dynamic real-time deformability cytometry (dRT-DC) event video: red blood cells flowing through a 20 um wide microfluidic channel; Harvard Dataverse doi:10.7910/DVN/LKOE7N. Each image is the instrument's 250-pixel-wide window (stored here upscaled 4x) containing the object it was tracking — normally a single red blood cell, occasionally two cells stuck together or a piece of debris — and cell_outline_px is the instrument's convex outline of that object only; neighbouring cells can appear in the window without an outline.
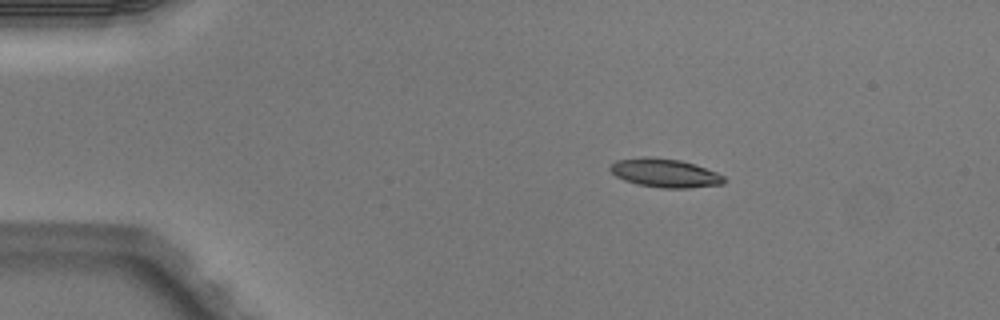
{"species": "Egyptian fruit bat (a non-hibernating species)", "species_latin": "Rousettus aegyptiacus", "temperature_condition": "warm", "stored_images_in_passage": 4, "camera_frame_rate_fps": 3000, "um_per_image_px": 0.085, "animal": {"sex": "male"}, "frame": {"image": 1, "passage_image": 2, "time_ms": 0.333, "image_size_px": [1000, 320], "cell_outline_px": [[728, 180], [724, 184], [688, 188], [660, 188], [636, 184], [624, 180], [616, 176], [608, 168], [616, 160], [640, 156], [648, 156], [680, 160], [696, 164], [716, 172], [724, 176]], "centroid_in_image_um": [56.53, 14.7], "position_along_channel_um": 28.5, "area_um2": 19.31}}
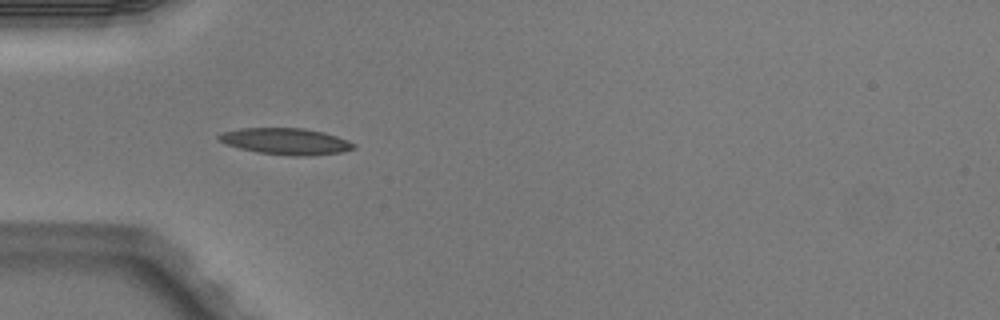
{"frame": {"image": 2, "passage_image": 4, "time_ms": 1.0, "image_size_px": [1000, 320], "cell_outline_px": [[356, 148], [340, 152], [304, 156], [292, 156], [260, 152], [240, 148], [224, 144], [216, 136], [224, 132], [240, 128], [304, 128], [324, 132], [348, 140], [356, 144]], "centroid_in_image_um": [24.31, 12.01], "position_along_channel_um": 60.7, "area_um2": 20.63}}